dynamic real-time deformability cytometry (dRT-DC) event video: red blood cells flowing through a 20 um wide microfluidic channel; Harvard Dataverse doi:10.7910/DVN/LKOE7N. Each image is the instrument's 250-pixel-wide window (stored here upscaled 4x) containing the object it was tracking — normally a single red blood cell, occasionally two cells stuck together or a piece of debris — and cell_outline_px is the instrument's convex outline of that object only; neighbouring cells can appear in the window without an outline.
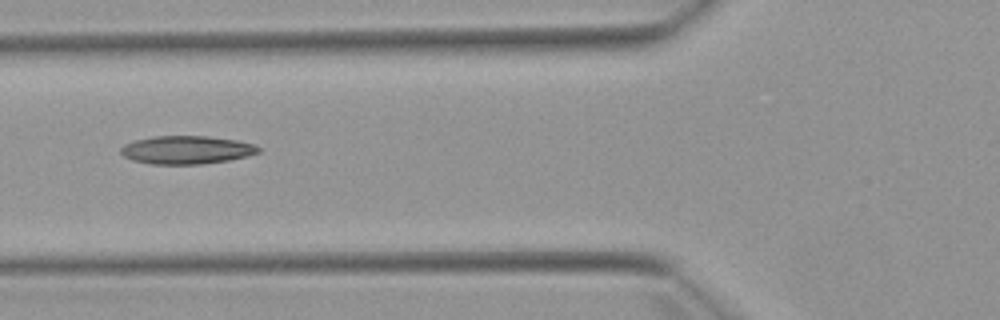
{"species": "Egyptian fruit bat (a non-hibernating species)", "species_latin": "Rousettus aegyptiacus", "temperature_condition": "warm", "stored_images_in_passage": 6, "camera_frame_rate_fps": 3000, "um_per_image_px": 0.085, "animal": {"sex": "female"}, "frame": {"image": 1, "passage_image": 6, "time_ms": 5.667, "image_size_px": [1000, 320], "cell_outline_px": [[260, 152], [248, 156], [228, 160], [200, 164], [148, 164], [132, 160], [124, 156], [120, 152], [120, 148], [124, 144], [136, 140], [152, 136], [208, 136], [236, 140], [256, 144], [260, 148]], "centroid_in_image_um": [15.86, 12.74], "position_along_channel_um": 109.9, "area_um2": 22.72}}